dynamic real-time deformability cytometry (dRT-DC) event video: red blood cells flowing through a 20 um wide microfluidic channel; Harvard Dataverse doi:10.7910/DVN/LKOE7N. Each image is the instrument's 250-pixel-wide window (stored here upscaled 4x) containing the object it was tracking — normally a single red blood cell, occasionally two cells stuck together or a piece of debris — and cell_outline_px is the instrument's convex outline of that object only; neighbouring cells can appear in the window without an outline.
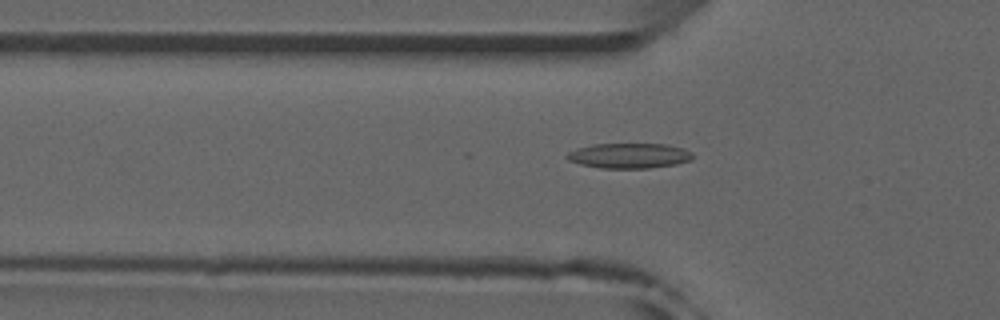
{"species": "common noctule bat (a hibernating species)", "species_latin": "Nyctalus noctula", "temperature_condition": "room temperature", "stored_images_in_passage": 52, "camera_frame_rate_fps": 3000, "um_per_image_px": 0.085, "animal": {"sex": "male", "forearm_length_mm": 52.5}, "frame": {"image": 1, "passage_image": 17, "time_ms": 5.333, "image_size_px": [1000, 320], "cell_outline_px": [[692, 160], [676, 164], [648, 168], [600, 168], [580, 164], [568, 160], [564, 156], [568, 152], [576, 148], [592, 144], [668, 144], [684, 148], [692, 152]], "centroid_in_image_um": [53.47, 13.23], "position_along_channel_um": 72.3, "area_um2": 18.55}}
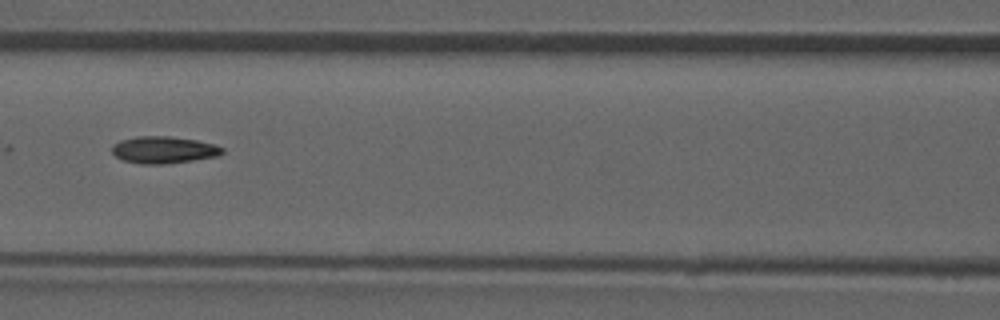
{"frame": {"image": 2, "passage_image": 23, "time_ms": 7.333, "image_size_px": [1000, 320], "cell_outline_px": [[224, 152], [220, 156], [164, 164], [140, 164], [124, 160], [116, 156], [112, 152], [112, 144], [120, 140], [136, 136], [168, 136], [196, 140], [212, 144], [224, 148]], "centroid_in_image_um": [13.9, 12.73], "position_along_channel_um": 152.7, "area_um2": 17.34}}
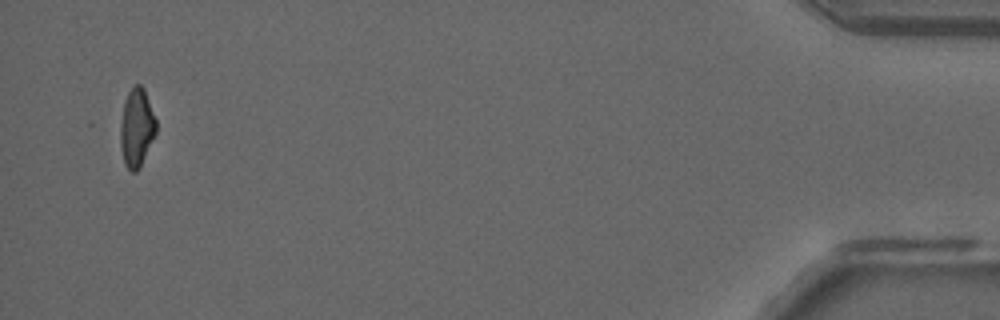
{"frame": {"image": 3, "passage_image": 50, "time_ms": 16.333, "image_size_px": [1000, 320], "cell_outline_px": [[156, 132], [140, 168], [136, 172], [132, 172], [124, 164], [120, 148], [120, 124], [124, 100], [132, 84], [140, 84], [144, 88], [156, 120]], "centroid_in_image_um": [11.59, 10.84], "position_along_channel_um": 423.6, "area_um2": 16.53}, "authors_computed_cell_mechanics": {"area_um2": 17.1377, "velocity_mm_per_s": 3.9837, "shape_relaxation_time_tau1_ms": null, "shape_relaxation_time_tau2_ms": 2.3991, "deformation_change_tau1": null, "deformation_change_tau2": 0.082}}